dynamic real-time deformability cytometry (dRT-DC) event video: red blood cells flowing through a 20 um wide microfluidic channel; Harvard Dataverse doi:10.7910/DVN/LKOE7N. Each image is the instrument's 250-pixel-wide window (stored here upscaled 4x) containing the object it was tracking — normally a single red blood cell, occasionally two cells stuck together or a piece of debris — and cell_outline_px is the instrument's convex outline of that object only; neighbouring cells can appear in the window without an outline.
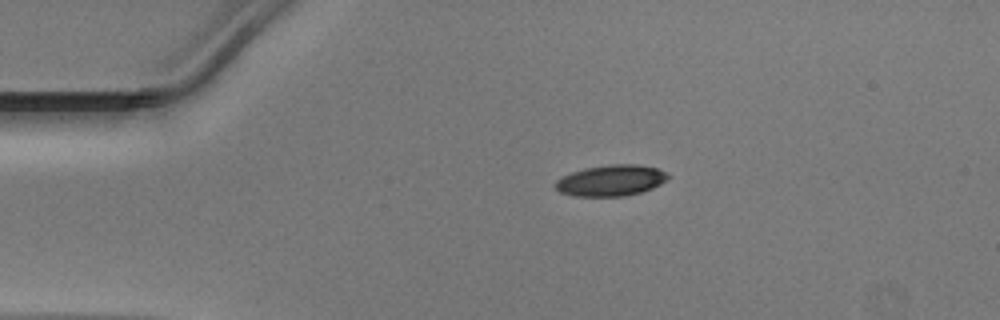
{"species": "Egyptian fruit bat (a non-hibernating species)", "species_latin": "Rousettus aegyptiacus", "temperature_condition": "warm", "stored_images_in_passage": 40, "camera_frame_rate_fps": 3000, "um_per_image_px": 0.085, "animal": {"sex": "male"}, "frame": {"image": 1, "passage_image": 1, "time_ms": 0.0, "image_size_px": [1000, 320], "cell_outline_px": [[668, 176], [660, 184], [652, 188], [640, 192], [624, 196], [572, 196], [560, 192], [556, 188], [556, 180], [572, 172], [584, 168], [612, 164], [636, 164], [656, 168], [664, 172]], "centroid_in_image_um": [51.9, 15.34], "position_along_channel_um": 33.1, "area_um2": 20.06}}
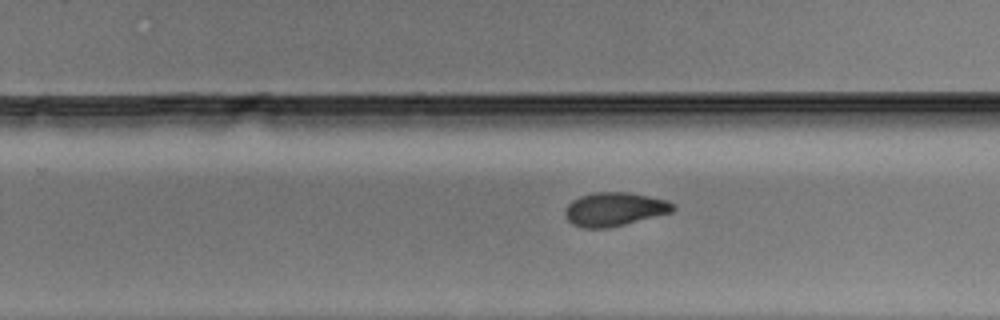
{"frame": {"image": 2, "passage_image": 22, "time_ms": 7.0, "image_size_px": [1000, 320], "cell_outline_px": [[676, 208], [672, 212], [608, 228], [584, 228], [572, 224], [564, 216], [564, 208], [572, 200], [580, 196], [596, 192], [628, 192], [668, 200]], "centroid_in_image_um": [52.19, 17.78], "position_along_channel_um": 277.6, "area_um2": 21.15}}
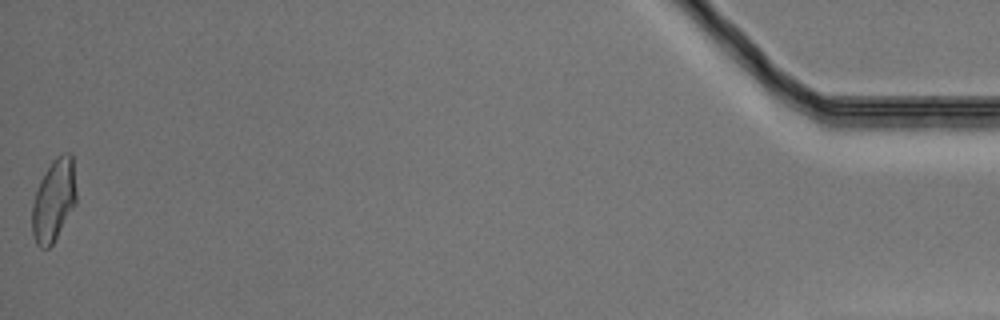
{"frame": {"image": 3, "passage_image": 40, "time_ms": 13.0, "image_size_px": [1000, 320], "cell_outline_px": [[76, 204], [52, 244], [48, 248], [40, 248], [36, 244], [32, 232], [32, 204], [40, 180], [52, 160], [56, 156], [64, 152], [72, 152], [76, 192]], "centroid_in_image_um": [4.57, 17.0], "position_along_channel_um": 430.6, "area_um2": 21.21}}